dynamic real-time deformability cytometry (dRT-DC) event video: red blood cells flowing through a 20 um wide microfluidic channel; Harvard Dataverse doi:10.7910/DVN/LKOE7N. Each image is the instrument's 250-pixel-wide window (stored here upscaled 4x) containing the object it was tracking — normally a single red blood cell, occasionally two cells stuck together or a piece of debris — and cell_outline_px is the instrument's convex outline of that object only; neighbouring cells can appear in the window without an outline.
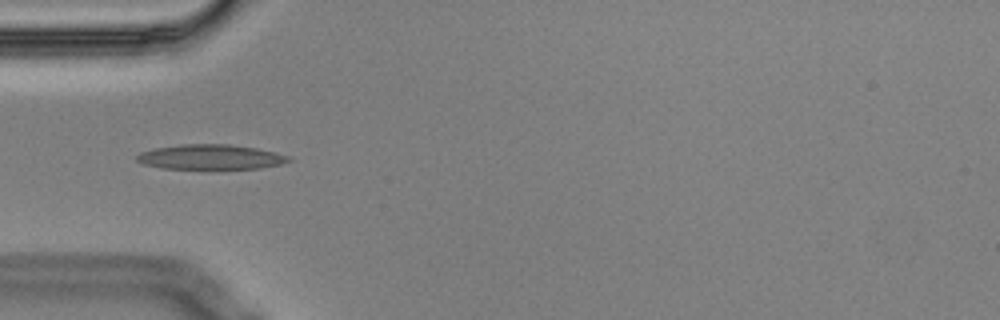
{"species": "Egyptian fruit bat (a non-hibernating species)", "species_latin": "Rousettus aegyptiacus", "temperature_condition": "cold", "stored_images_in_passage": 5, "camera_frame_rate_fps": 3000, "um_per_image_px": 0.085, "animal": {"sex": "male"}, "frame": {"image": 1, "passage_image": 5, "time_ms": 1.333, "image_size_px": [1000, 320], "cell_outline_px": [[292, 160], [280, 164], [260, 168], [160, 168], [144, 164], [136, 160], [136, 156], [140, 152], [156, 148], [180, 144], [228, 144], [256, 148], [276, 152], [288, 156]], "centroid_in_image_um": [17.89, 13.33], "position_along_channel_um": 67.1, "area_um2": 21.79}}